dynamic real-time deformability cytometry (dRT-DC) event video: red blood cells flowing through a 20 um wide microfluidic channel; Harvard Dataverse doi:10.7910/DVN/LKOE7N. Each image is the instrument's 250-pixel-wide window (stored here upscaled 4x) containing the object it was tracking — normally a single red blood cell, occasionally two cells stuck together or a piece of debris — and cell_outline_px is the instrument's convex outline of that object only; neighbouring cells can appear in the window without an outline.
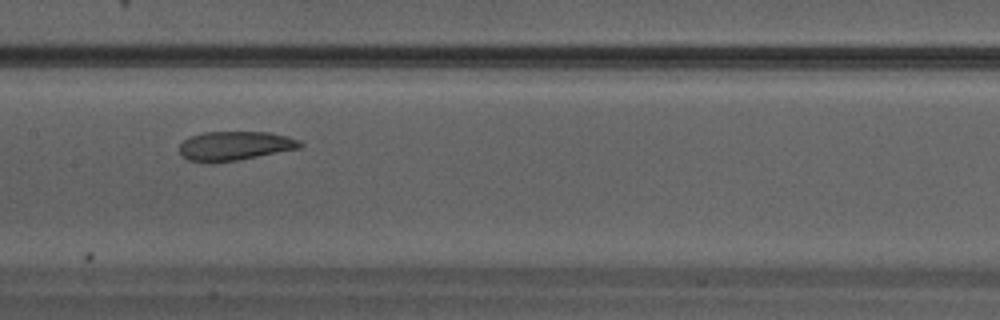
{"species": "Egyptian fruit bat (a non-hibernating species)", "species_latin": "Rousettus aegyptiacus", "temperature_condition": "warm", "stored_images_in_passage": 14, "camera_frame_rate_fps": 3000, "um_per_image_px": 0.085, "animal": {"sex": "male"}, "frame": {"image": 1, "passage_image": 10, "time_ms": 3.0, "image_size_px": [1000, 320], "cell_outline_px": [[304, 144], [300, 148], [236, 160], [188, 160], [180, 152], [180, 144], [184, 140], [192, 136], [204, 132], [268, 132], [288, 136], [300, 140]], "centroid_in_image_um": [20.04, 12.36], "position_along_channel_um": 187.4, "area_um2": 19.77}}